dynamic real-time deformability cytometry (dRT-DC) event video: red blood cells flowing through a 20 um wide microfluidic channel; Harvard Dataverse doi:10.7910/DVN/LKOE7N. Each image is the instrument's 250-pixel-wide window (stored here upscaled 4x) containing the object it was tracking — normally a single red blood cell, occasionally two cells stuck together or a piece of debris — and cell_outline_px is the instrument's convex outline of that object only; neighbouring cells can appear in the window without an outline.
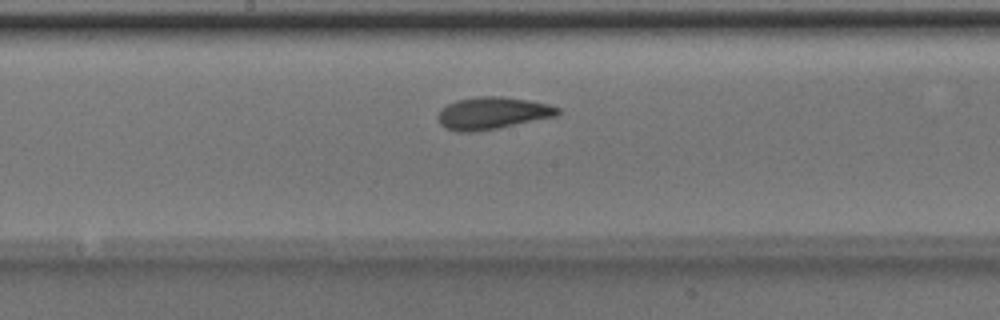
{"species": "Egyptian fruit bat (a non-hibernating species)", "species_latin": "Rousettus aegyptiacus", "temperature_condition": "room temperature", "stored_images_in_passage": 44, "camera_frame_rate_fps": 3000, "um_per_image_px": 0.085, "animal": {"sex": "male"}, "frame": {"image": 1, "passage_image": 20, "time_ms": 6.333, "image_size_px": [1000, 320], "cell_outline_px": [[560, 112], [556, 116], [476, 132], [456, 132], [444, 128], [436, 120], [436, 116], [448, 104], [456, 100], [480, 96], [504, 96], [528, 100], [548, 104], [560, 108]], "centroid_in_image_um": [41.82, 9.62], "position_along_channel_um": 206.4, "area_um2": 22.48}}
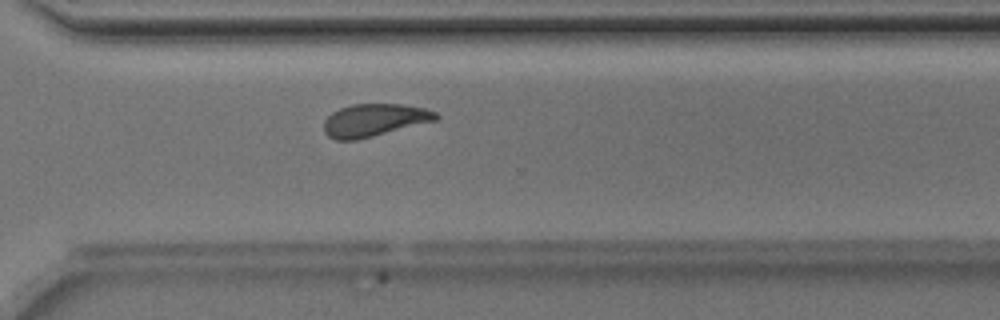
{"frame": {"image": 2, "passage_image": 30, "time_ms": 9.667, "image_size_px": [1000, 320], "cell_outline_px": [[440, 116], [436, 120], [356, 140], [336, 140], [328, 136], [324, 132], [324, 120], [332, 112], [340, 108], [352, 104], [404, 104], [424, 108], [436, 112]], "centroid_in_image_um": [31.79, 10.2], "position_along_channel_um": 338.8, "area_um2": 21.15}}
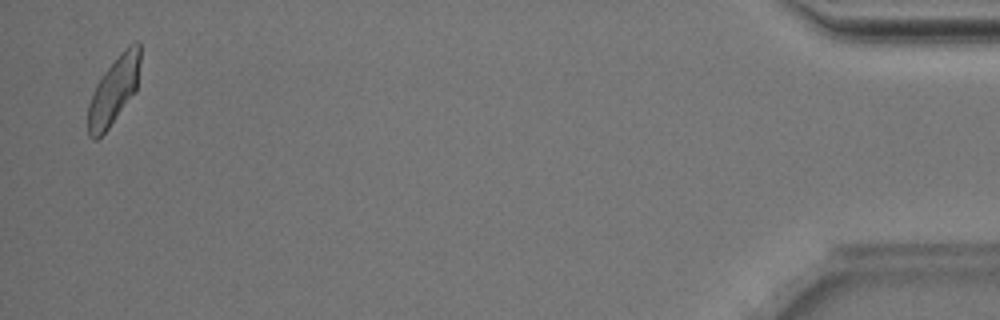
{"frame": {"image": 3, "passage_image": 43, "time_ms": 14.0, "image_size_px": [1000, 320], "cell_outline_px": [[140, 64], [136, 92], [108, 128], [96, 140], [92, 140], [88, 136], [88, 104], [92, 92], [96, 84], [104, 72], [120, 52], [128, 44], [136, 40], [140, 44]], "centroid_in_image_um": [9.68, 7.67], "position_along_channel_um": 425.5, "area_um2": 20.69}, "authors_computed_cell_mechanics": {"area_um2": 21.6461, "velocity_mm_per_s": 3.9739, "shape_relaxation_time_tau1_ms": 3.1503, "shape_relaxation_time_tau2_ms": 3.1158, "deformation_change_tau1": 0.1259, "deformation_change_tau2": 0.054}}